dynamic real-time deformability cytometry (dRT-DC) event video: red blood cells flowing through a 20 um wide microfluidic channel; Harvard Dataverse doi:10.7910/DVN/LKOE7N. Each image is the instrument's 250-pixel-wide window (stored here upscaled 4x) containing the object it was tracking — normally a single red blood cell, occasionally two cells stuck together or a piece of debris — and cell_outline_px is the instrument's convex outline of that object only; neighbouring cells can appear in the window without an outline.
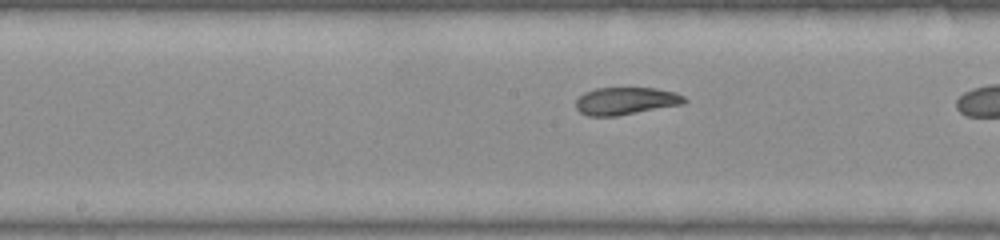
{"species": "common noctule bat (a hibernating species)", "species_latin": "Nyctalus noctula", "temperature_condition": "warm", "stored_images_in_passage": 16, "camera_frame_rate_fps": 3000, "um_per_image_px": 0.085, "animal": {"sex": "female", "body_mass_g": 22.0, "forearm_length_mm": 56.7}, "frame": {"image": 1, "passage_image": 12, "time_ms": 3.667, "image_size_px": [1000, 240], "cell_outline_px": [[688, 100], [684, 104], [616, 116], [588, 116], [580, 112], [576, 108], [576, 100], [584, 92], [596, 88], [656, 88], [676, 92], [684, 96]], "centroid_in_image_um": [53.21, 8.58], "position_along_channel_um": 195.0, "area_um2": 17.46}}